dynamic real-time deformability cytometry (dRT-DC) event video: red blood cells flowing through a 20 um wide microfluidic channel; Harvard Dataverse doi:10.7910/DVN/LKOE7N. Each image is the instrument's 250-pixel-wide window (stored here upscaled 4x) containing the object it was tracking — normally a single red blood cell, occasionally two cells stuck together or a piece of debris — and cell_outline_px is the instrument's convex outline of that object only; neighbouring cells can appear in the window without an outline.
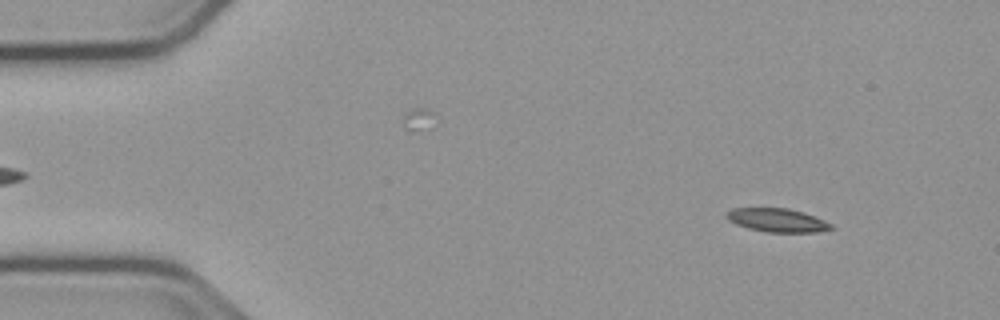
{"species": "common noctule bat (a hibernating species)", "species_latin": "Nyctalus noctula", "temperature_condition": "cold", "stored_images_in_passage": 54, "camera_frame_rate_fps": 3000, "um_per_image_px": 0.085, "animal": {"sex": "male", "body_mass_g": 23.1, "forearm_length_mm": 52.7}, "frame": {"image": 1, "passage_image": 6, "time_ms": 1.667, "image_size_px": [1000, 320], "cell_outline_px": [[836, 228], [816, 232], [768, 232], [748, 228], [736, 224], [728, 220], [724, 216], [732, 208], [788, 208], [804, 212], [824, 220], [832, 224]], "centroid_in_image_um": [66.08, 18.71], "position_along_channel_um": 18.9, "area_um2": 14.39}}
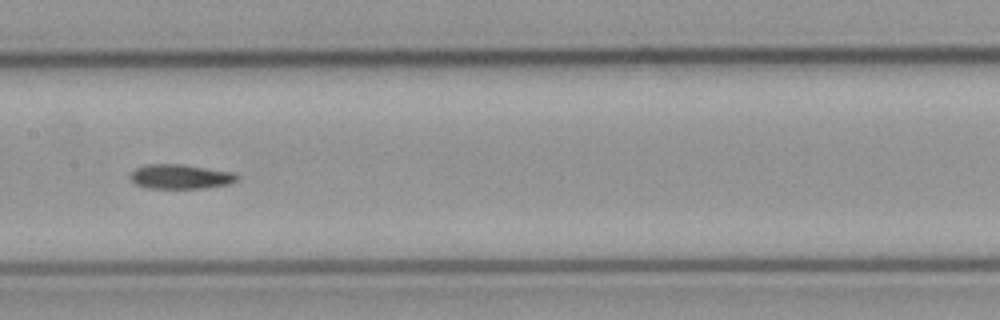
{"frame": {"image": 2, "passage_image": 27, "time_ms": 8.667, "image_size_px": [1000, 320], "cell_outline_px": [[240, 176], [236, 180], [228, 184], [204, 188], [144, 188], [136, 184], [128, 176], [136, 168], [148, 164], [184, 164], [236, 172]], "centroid_in_image_um": [15.36, 15.0], "position_along_channel_um": 192.0, "area_um2": 15.43}}
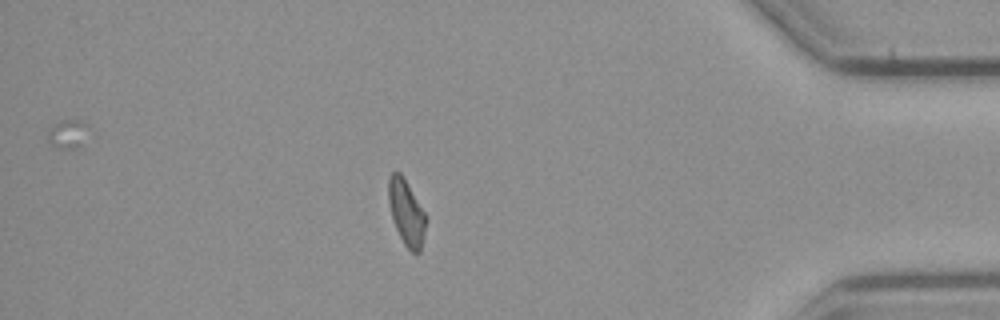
{"frame": {"image": 3, "passage_image": 47, "time_ms": 15.333, "image_size_px": [1000, 320], "cell_outline_px": [[428, 220], [420, 252], [412, 252], [404, 244], [392, 220], [388, 200], [388, 176], [392, 172], [400, 172], [428, 216]], "centroid_in_image_um": [34.56, 18.06], "position_along_channel_um": 400.6, "area_um2": 14.51}}